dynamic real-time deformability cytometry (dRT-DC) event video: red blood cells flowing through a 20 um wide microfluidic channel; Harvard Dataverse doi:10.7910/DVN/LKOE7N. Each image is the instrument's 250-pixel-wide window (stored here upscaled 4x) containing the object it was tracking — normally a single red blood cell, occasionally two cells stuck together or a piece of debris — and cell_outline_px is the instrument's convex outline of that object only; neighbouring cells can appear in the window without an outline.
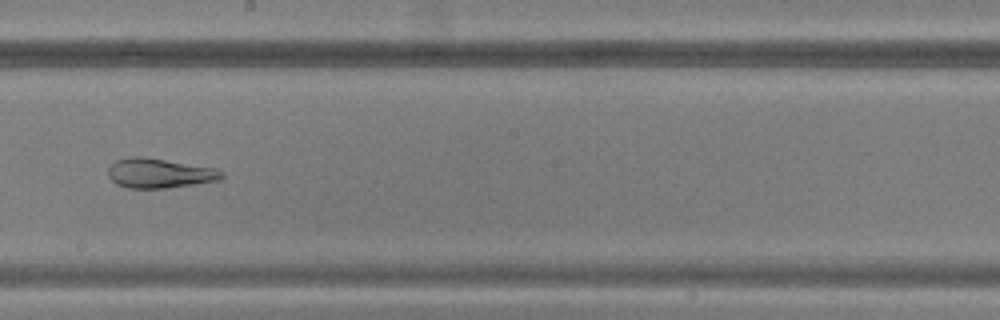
{"species": "common noctule bat (a hibernating species)", "species_latin": "Nyctalus noctula", "temperature_condition": "warm", "stored_images_in_passage": 47, "segment_of_instrument_passage": [1, 2], "camera_frame_rate_fps": 3000, "um_per_image_px": 0.085, "animal": {"sex": "male", "body_mass_g": 20.5, "forearm_length_mm": 52.5}, "frame": {"image": 1, "passage_image": 28, "time_ms": 9.0, "image_size_px": [1000, 320], "cell_outline_px": [[224, 176], [220, 180], [168, 188], [128, 188], [116, 184], [108, 176], [108, 164], [116, 160], [128, 156], [140, 156], [216, 168], [224, 172]], "centroid_in_image_um": [13.52, 14.72], "position_along_channel_um": 234.7, "area_um2": 19.77}}
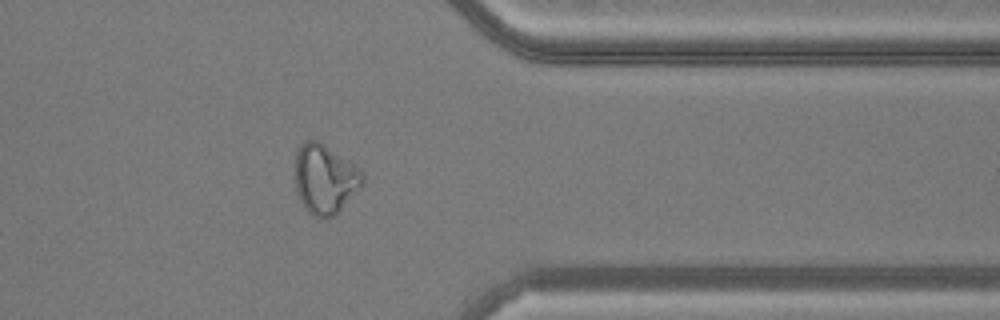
{"frame": {"image": 2, "passage_image": 39, "time_ms": 12.667, "image_size_px": [1000, 320], "cell_outline_px": [[364, 184], [336, 216], [324, 220], [320, 220], [312, 216], [308, 212], [300, 200], [296, 188], [296, 152], [300, 144], [304, 140], [316, 140], [364, 172]], "centroid_in_image_um": [27.63, 15.29], "position_along_channel_um": 383.8, "area_um2": 27.4}}
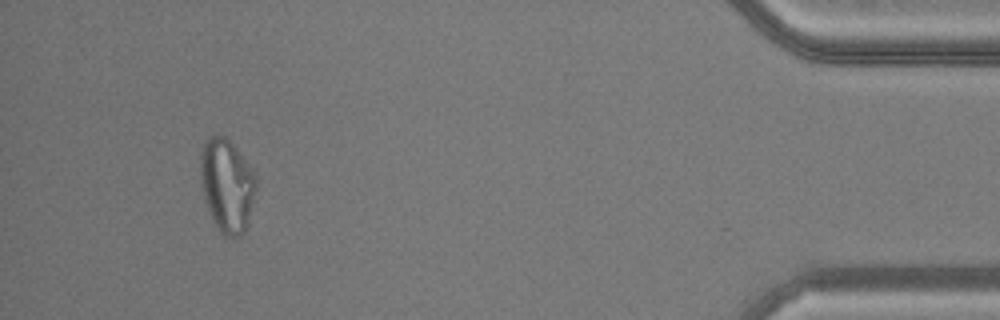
{"frame": {"image": 3, "passage_image": 45, "time_ms": 14.667, "image_size_px": [1000, 320], "cell_outline_px": [[256, 188], [248, 220], [244, 232], [240, 236], [224, 236], [220, 232], [212, 220], [204, 200], [200, 176], [200, 156], [204, 144], [208, 136], [224, 136], [232, 144], [256, 172]], "centroid_in_image_um": [19.28, 15.76], "position_along_channel_um": 415.9, "area_um2": 30.17}}